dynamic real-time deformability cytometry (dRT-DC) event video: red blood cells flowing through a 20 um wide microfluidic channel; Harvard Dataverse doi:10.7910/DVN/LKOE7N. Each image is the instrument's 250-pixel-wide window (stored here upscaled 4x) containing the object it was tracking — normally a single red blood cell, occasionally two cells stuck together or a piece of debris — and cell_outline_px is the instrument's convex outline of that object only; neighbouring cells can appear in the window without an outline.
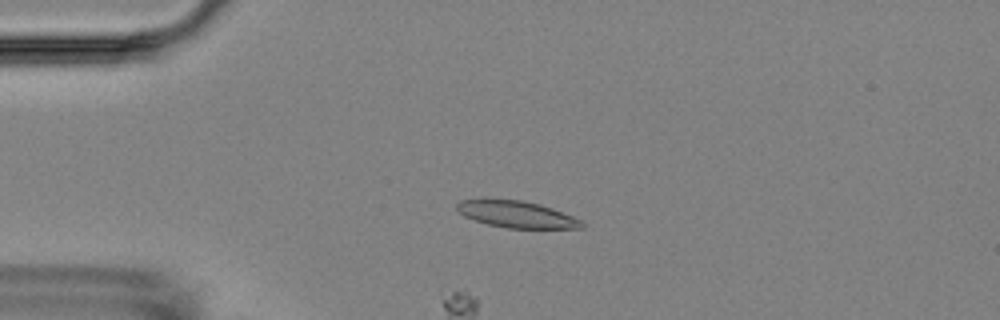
{"species": "Egyptian fruit bat (a non-hibernating species)", "species_latin": "Rousettus aegyptiacus", "temperature_condition": "room temperature", "stored_images_in_passage": 4, "camera_frame_rate_fps": 3000, "um_per_image_px": 0.085, "animal": {"sex": "female"}, "frame": {"image": 1, "passage_image": 3, "time_ms": 2.333, "image_size_px": [1000, 320], "cell_outline_px": [[584, 228], [508, 228], [488, 224], [464, 216], [456, 208], [456, 204], [460, 200], [484, 196], [524, 200], [540, 204], [552, 208], [572, 216], [580, 220], [584, 224]], "centroid_in_image_um": [43.83, 18.16], "position_along_channel_um": 41.2, "area_um2": 20.0}}